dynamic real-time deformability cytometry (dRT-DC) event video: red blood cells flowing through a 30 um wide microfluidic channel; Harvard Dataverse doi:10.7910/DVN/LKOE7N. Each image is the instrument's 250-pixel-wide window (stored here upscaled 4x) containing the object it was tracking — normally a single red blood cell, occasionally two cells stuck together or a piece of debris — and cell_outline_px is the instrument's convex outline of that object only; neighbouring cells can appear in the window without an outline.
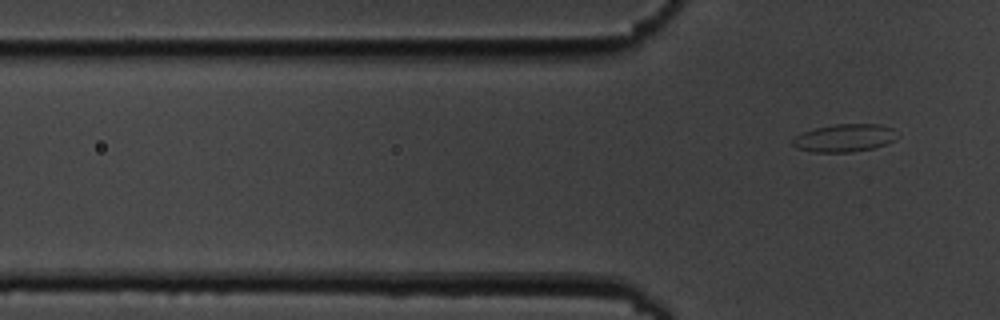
{"species": "common noctule bat (a hibernating species)", "species_latin": "Nyctalus noctula", "temperature_condition": "cold", "stored_images_in_passage": 7, "camera_frame_rate_fps": 3000, "um_per_image_px": 0.085, "animal": {"sex": "male", "body_mass_g": 19.5, "forearm_length_mm": 54.6}, "frame": {"image": 1, "passage_image": 7, "time_ms": 8.0, "image_size_px": [1000, 320], "cell_outline_px": [[900, 136], [884, 144], [872, 148], [852, 152], [812, 152], [796, 148], [792, 144], [792, 140], [796, 136], [804, 132], [816, 128], [836, 124], [876, 124], [892, 128]], "centroid_in_image_um": [71.77, 11.73], "position_along_channel_um": 54.0, "area_um2": 16.76}}